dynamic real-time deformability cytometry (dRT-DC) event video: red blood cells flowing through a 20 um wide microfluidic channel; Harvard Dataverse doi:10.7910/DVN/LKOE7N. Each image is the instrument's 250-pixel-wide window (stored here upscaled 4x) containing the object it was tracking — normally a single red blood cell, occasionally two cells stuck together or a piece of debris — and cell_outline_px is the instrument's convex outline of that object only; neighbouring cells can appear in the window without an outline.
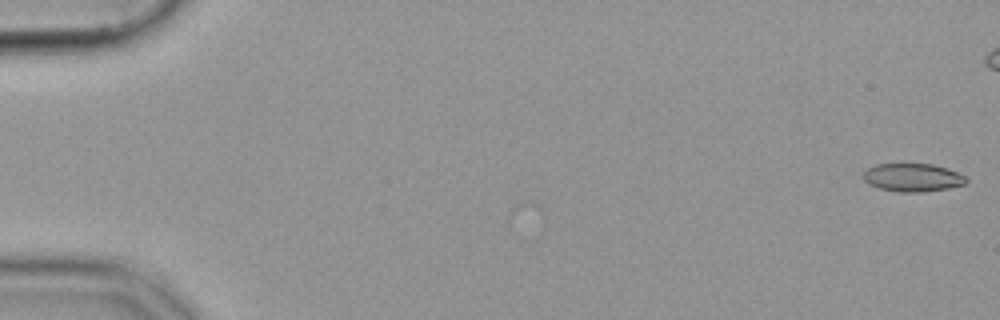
{"species": "common noctule bat (a hibernating species)", "species_latin": "Nyctalus noctula", "temperature_condition": "cold", "stored_images_in_passage": 49, "camera_frame_rate_fps": 3000, "um_per_image_px": 0.085, "animal": {"sex": "female", "body_mass_g": 19.9}, "frame": {"image": 1, "passage_image": 1, "time_ms": 0.0, "image_size_px": [1000, 320], "cell_outline_px": [[968, 180], [964, 184], [948, 188], [920, 192], [900, 192], [880, 188], [868, 184], [864, 180], [864, 172], [868, 168], [876, 164], [932, 164], [948, 168], [968, 176]], "centroid_in_image_um": [77.61, 15.08], "position_along_channel_um": 7.4, "area_um2": 16.88}}
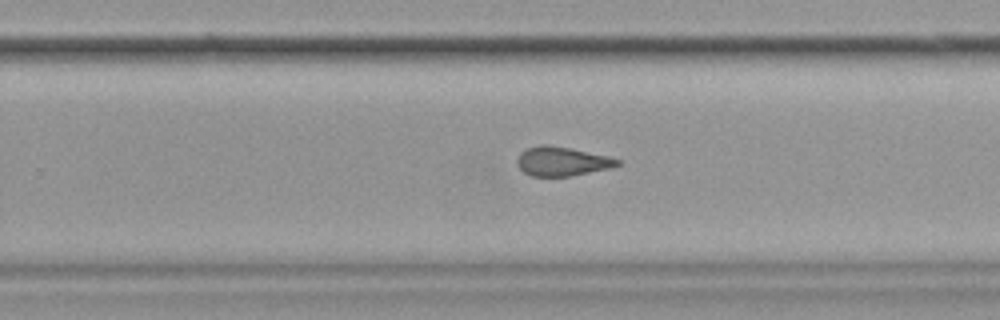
{"frame": {"image": 2, "passage_image": 36, "time_ms": 11.667, "image_size_px": [1000, 320], "cell_outline_px": [[620, 164], [612, 168], [568, 176], [532, 176], [524, 172], [516, 164], [516, 160], [520, 152], [528, 148], [540, 144], [544, 144], [568, 148], [608, 156], [620, 160]], "centroid_in_image_um": [47.75, 13.72], "position_along_channel_um": 282.1, "area_um2": 16.88}}
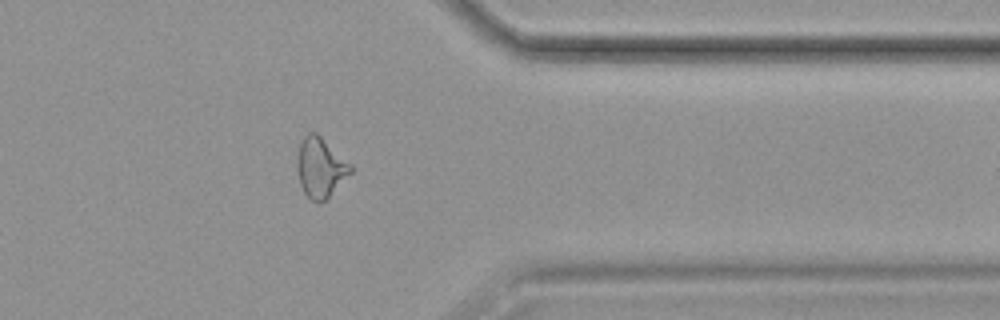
{"frame": {"image": 3, "passage_image": 45, "time_ms": 14.667, "image_size_px": [1000, 320], "cell_outline_px": [[352, 172], [324, 200], [316, 204], [304, 192], [300, 184], [296, 168], [296, 160], [300, 144], [304, 136], [308, 132], [316, 132], [352, 164]], "centroid_in_image_um": [27.22, 14.22], "position_along_channel_um": 384.2, "area_um2": 18.55}}